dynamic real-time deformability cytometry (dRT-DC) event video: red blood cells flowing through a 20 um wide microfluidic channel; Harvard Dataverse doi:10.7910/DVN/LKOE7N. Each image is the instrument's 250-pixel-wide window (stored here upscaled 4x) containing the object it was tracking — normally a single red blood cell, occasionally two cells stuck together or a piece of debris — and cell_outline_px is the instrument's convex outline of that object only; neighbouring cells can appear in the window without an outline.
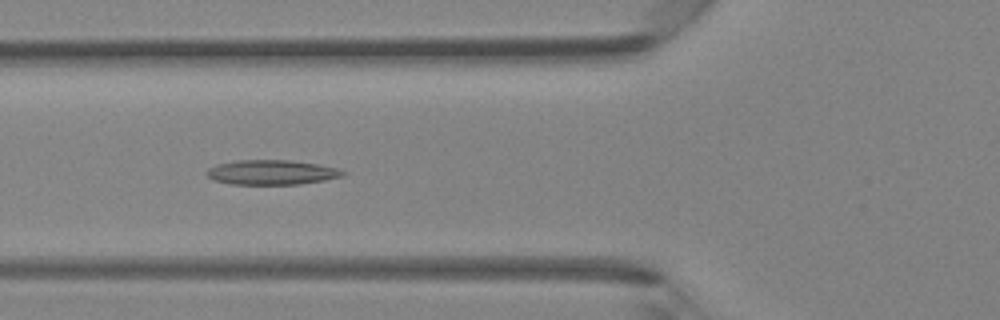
{"species": "Egyptian fruit bat (a non-hibernating species)", "species_latin": "Rousettus aegyptiacus", "temperature_condition": "room temperature", "stored_images_in_passage": 17, "camera_frame_rate_fps": 3000, "um_per_image_px": 0.085, "animal": {"sex": "female"}, "frame": {"image": 1, "passage_image": 15, "time_ms": 4.667, "image_size_px": [1000, 320], "cell_outline_px": [[348, 172], [344, 176], [324, 180], [300, 184], [232, 184], [212, 180], [204, 172], [208, 168], [216, 164], [236, 160], [288, 160], [316, 164], [336, 168]], "centroid_in_image_um": [23.06, 14.65], "position_along_channel_um": 102.7, "area_um2": 19.65}}
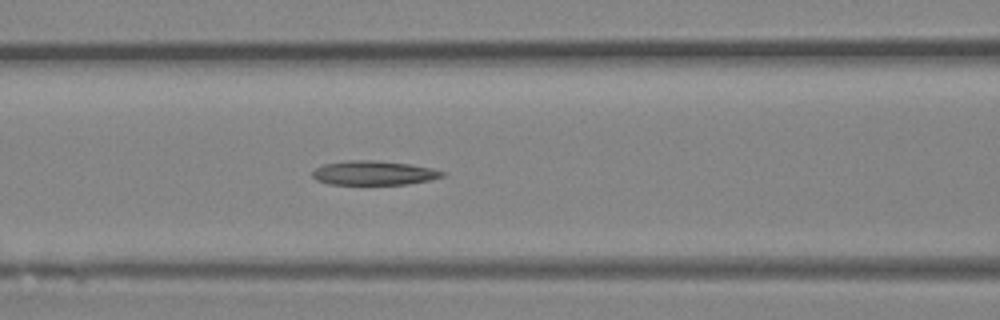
{"frame": {"image": 2, "passage_image": 17, "time_ms": 5.333, "image_size_px": [1000, 320], "cell_outline_px": [[448, 172], [444, 176], [432, 180], [408, 184], [328, 184], [316, 180], [312, 176], [312, 172], [316, 168], [324, 164], [348, 160], [376, 160], [412, 164], [432, 168]], "centroid_in_image_um": [31.82, 14.69], "position_along_channel_um": 134.8, "area_um2": 18.55}}